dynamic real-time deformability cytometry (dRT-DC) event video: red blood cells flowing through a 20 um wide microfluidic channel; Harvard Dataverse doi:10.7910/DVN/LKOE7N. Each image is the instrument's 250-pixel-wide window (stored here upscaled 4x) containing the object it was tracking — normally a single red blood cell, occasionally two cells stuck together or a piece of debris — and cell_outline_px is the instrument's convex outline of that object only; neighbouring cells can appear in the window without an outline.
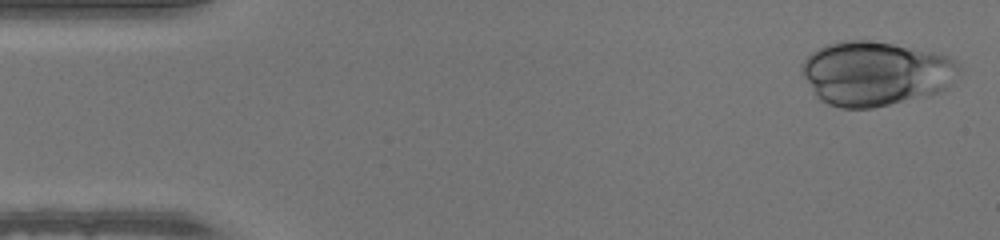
{"species": "human", "species_latin": "Homo sapiens", "temperature_condition": "warm", "stored_images_in_passage": 47, "camera_frame_rate_fps": 3000, "um_per_image_px": 0.085, "donor": {"sex": "male"}, "frame": {"image": 1, "passage_image": 1, "time_ms": 0.0, "image_size_px": [1000, 240], "cell_outline_px": [[960, 72], [948, 88], [940, 92], [928, 96], [872, 108], [840, 108], [828, 104], [820, 100], [816, 96], [804, 76], [800, 68], [800, 64], [812, 52], [828, 44], [840, 40], [864, 40], [892, 44], [940, 52], [948, 56], [960, 64]], "centroid_in_image_um": [74.46, 6.24], "position_along_channel_um": 10.5, "area_um2": 59.36}}
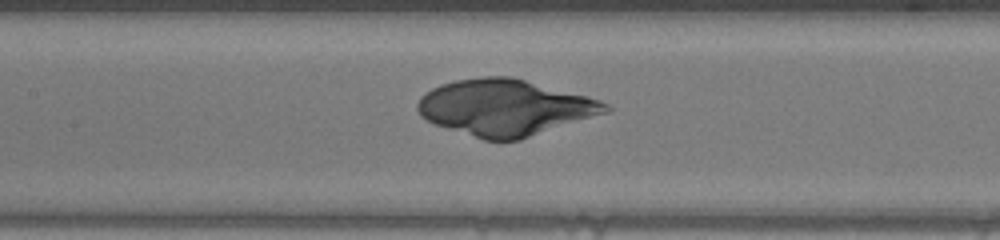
{"frame": {"image": 2, "passage_image": 21, "time_ms": 6.667, "image_size_px": [1000, 240], "cell_outline_px": [[612, 108], [608, 112], [520, 140], [484, 140], [436, 124], [420, 116], [416, 108], [416, 104], [420, 96], [424, 92], [440, 84], [456, 80], [480, 76], [512, 76], [600, 100], [608, 104]], "centroid_in_image_um": [42.9, 9.13], "position_along_channel_um": 164.5, "area_um2": 61.33}}
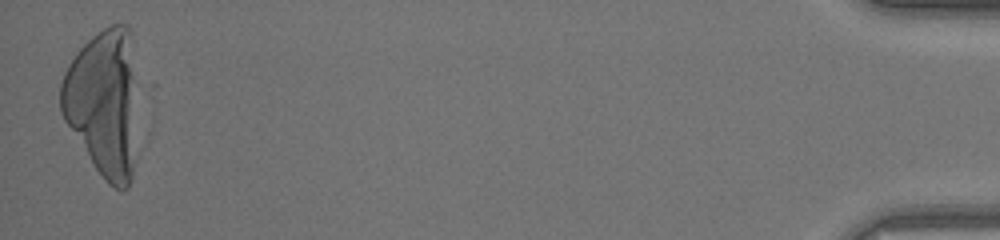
{"frame": {"image": 3, "passage_image": 47, "time_ms": 15.333, "image_size_px": [1000, 240], "cell_outline_px": [[132, 176], [128, 188], [112, 188], [104, 180], [64, 120], [60, 112], [60, 84], [64, 72], [68, 64], [76, 52], [92, 36], [104, 28], [112, 24], [128, 24], [132, 32]], "centroid_in_image_um": [8.71, 8.68], "position_along_channel_um": 426.5, "area_um2": 63.81}}